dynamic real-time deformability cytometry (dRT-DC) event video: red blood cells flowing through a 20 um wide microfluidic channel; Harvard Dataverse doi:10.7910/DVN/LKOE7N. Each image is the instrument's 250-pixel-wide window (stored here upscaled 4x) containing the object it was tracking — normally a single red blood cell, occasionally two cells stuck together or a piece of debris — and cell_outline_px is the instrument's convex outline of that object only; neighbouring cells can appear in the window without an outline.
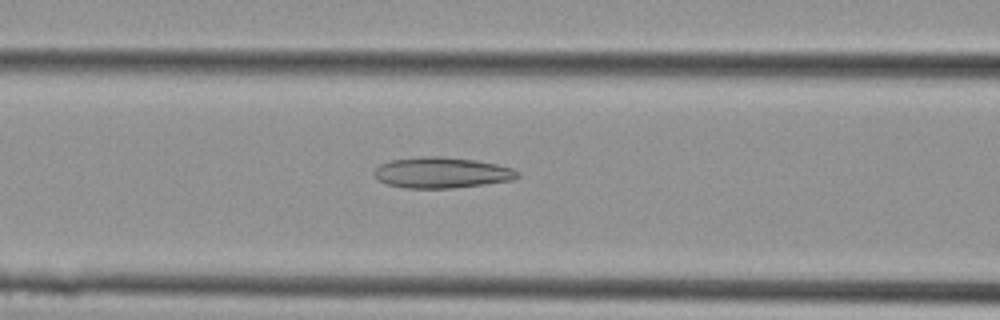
{"species": "Egyptian fruit bat (a non-hibernating species)", "species_latin": "Rousettus aegyptiacus", "temperature_condition": "cold", "stored_images_in_passage": 14, "camera_frame_rate_fps": 3000, "um_per_image_px": 0.085, "animal": {"sex": "female"}, "frame": {"image": 1, "passage_image": 5, "time_ms": 1.333, "image_size_px": [1000, 320], "cell_outline_px": [[520, 176], [512, 180], [484, 184], [452, 188], [404, 188], [388, 184], [380, 180], [372, 172], [380, 164], [392, 160], [420, 156], [444, 156], [476, 160], [496, 164], [512, 168], [520, 172]], "centroid_in_image_um": [37.56, 14.67], "position_along_channel_um": 129.0, "area_um2": 25.78}}
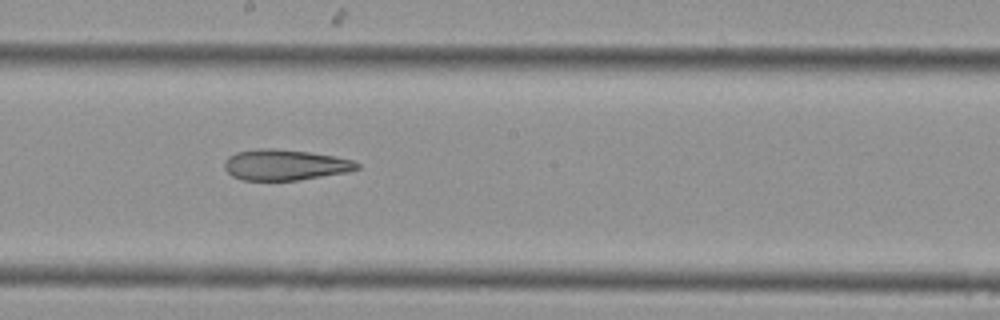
{"frame": {"image": 2, "passage_image": 9, "time_ms": 2.667, "image_size_px": [1000, 320], "cell_outline_px": [[360, 168], [348, 172], [296, 180], [240, 180], [232, 176], [224, 168], [224, 160], [228, 156], [236, 152], [256, 148], [272, 148], [308, 152], [332, 156], [352, 160], [360, 164]], "centroid_in_image_um": [24.18, 14.01], "position_along_channel_um": 224.0, "area_um2": 23.76}}
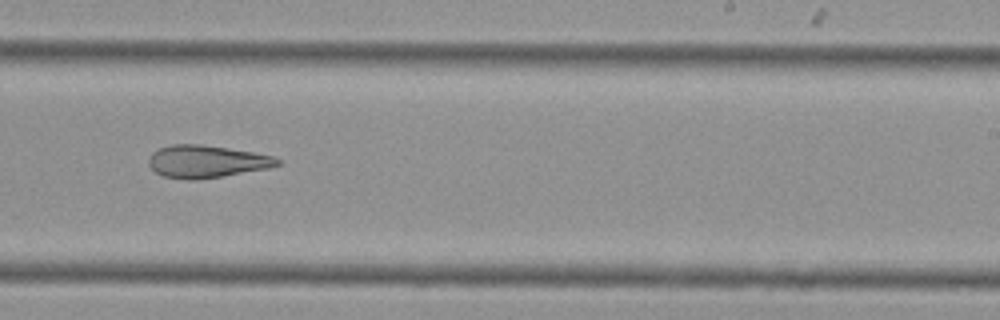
{"frame": {"image": 3, "passage_image": 11, "time_ms": 3.333, "image_size_px": [1000, 320], "cell_outline_px": [[280, 164], [268, 168], [196, 180], [188, 180], [164, 176], [156, 172], [148, 164], [148, 160], [152, 152], [160, 148], [172, 144], [200, 144], [228, 148], [252, 152], [272, 156], [280, 160]], "centroid_in_image_um": [17.52, 13.72], "position_along_channel_um": 271.5, "area_um2": 24.04}}